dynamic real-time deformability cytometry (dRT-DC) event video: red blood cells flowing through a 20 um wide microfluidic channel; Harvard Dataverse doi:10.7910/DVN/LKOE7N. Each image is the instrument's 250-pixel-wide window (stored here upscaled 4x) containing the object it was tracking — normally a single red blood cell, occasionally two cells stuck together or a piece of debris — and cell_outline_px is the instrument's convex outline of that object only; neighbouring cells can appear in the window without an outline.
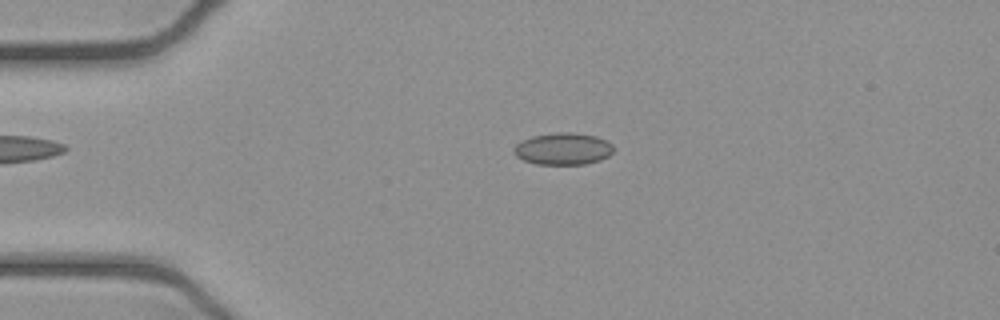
{"species": "common noctule bat (a hibernating species)", "species_latin": "Nyctalus noctula", "temperature_condition": "cold", "stored_images_in_passage": 51, "camera_frame_rate_fps": 3000, "um_per_image_px": 0.085, "animal": {"sex": "female", "body_mass_g": 21.9}, "frame": {"image": 1, "passage_image": 11, "time_ms": 3.333, "image_size_px": [1000, 320], "cell_outline_px": [[616, 148], [608, 156], [600, 160], [584, 164], [536, 164], [524, 160], [516, 156], [512, 152], [512, 148], [520, 140], [532, 136], [556, 132], [572, 132], [596, 136], [612, 144]], "centroid_in_image_um": [47.83, 12.64], "position_along_channel_um": 37.2, "area_um2": 18.73}}
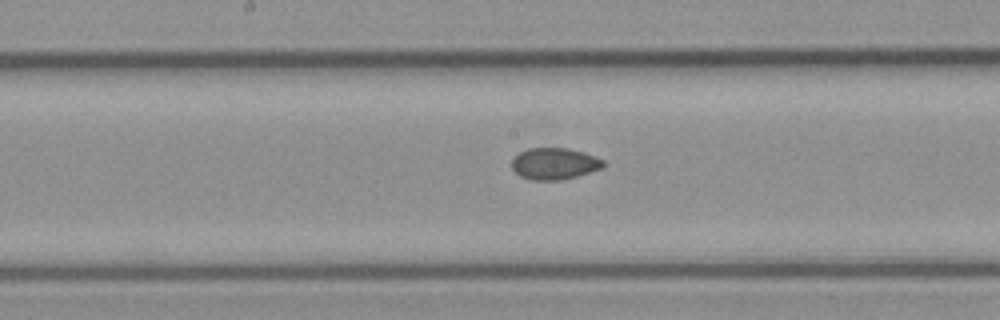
{"frame": {"image": 2, "passage_image": 26, "time_ms": 8.333, "image_size_px": [1000, 320], "cell_outline_px": [[604, 164], [600, 168], [576, 176], [560, 180], [532, 180], [520, 176], [512, 168], [512, 156], [528, 148], [568, 148], [584, 152], [604, 160]], "centroid_in_image_um": [47.08, 13.9], "position_along_channel_um": 201.1, "area_um2": 16.76}}
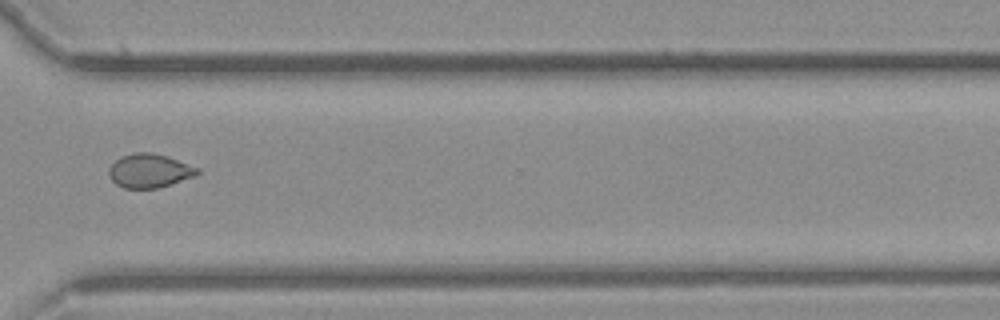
{"frame": {"image": 3, "passage_image": 38, "time_ms": 12.333, "image_size_px": [1000, 320], "cell_outline_px": [[200, 172], [196, 176], [156, 188], [124, 188], [116, 184], [108, 176], [108, 168], [120, 156], [136, 152], [148, 152], [168, 156], [200, 168]], "centroid_in_image_um": [12.7, 14.5], "position_along_channel_um": 357.9, "area_um2": 17.51}, "authors_computed_cell_mechanics": {"area_um2": 17.5134, "velocity_mm_per_s": 3.9383, "shape_relaxation_time_tau1_ms": null, "shape_relaxation_time_tau2_ms": 2.1568, "deformation_change_tau1": null, "deformation_change_tau2": 0.0394}}